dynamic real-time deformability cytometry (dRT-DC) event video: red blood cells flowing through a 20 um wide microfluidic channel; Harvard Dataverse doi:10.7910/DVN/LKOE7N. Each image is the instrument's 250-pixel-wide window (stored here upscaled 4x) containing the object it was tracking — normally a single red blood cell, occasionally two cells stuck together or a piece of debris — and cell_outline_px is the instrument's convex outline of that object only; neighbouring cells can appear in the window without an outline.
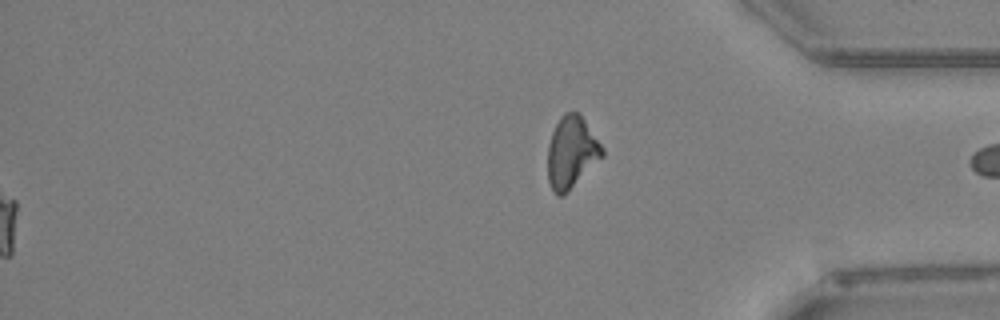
{"species": "Egyptian fruit bat (a non-hibernating species)", "species_latin": "Rousettus aegyptiacus", "temperature_condition": "warm", "stored_images_in_passage": 42, "segment_of_instrument_passage": [2, 2], "camera_frame_rate_fps": 3000, "um_per_image_px": 0.085, "animal": {"sex": "female"}, "frame": {"image": 1, "passage_image": 42, "time_ms": 13.667, "image_size_px": [1000, 320], "cell_outline_px": [[604, 156], [564, 196], [556, 196], [552, 192], [548, 180], [548, 144], [552, 132], [560, 116], [564, 112], [580, 112], [604, 148]], "centroid_in_image_um": [48.58, 12.96], "position_along_channel_um": 386.6, "area_um2": 23.24}}